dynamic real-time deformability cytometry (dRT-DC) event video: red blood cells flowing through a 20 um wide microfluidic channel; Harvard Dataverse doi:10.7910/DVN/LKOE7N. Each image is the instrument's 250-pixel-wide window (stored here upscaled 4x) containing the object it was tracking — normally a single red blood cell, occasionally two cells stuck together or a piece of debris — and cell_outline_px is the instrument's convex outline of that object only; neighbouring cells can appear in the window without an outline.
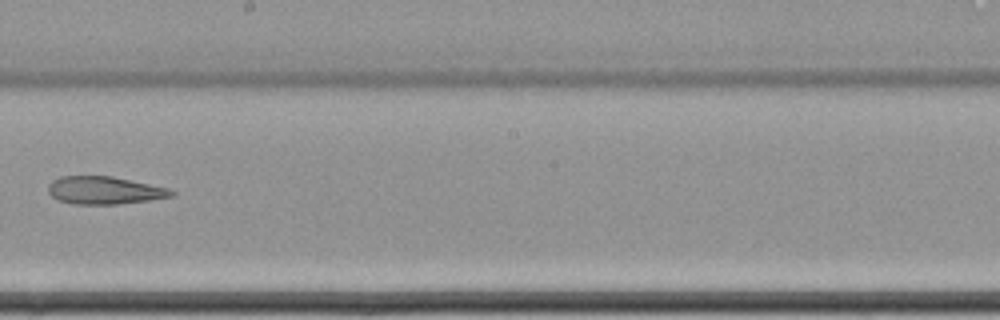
{"species": "common noctule bat (a hibernating species)", "species_latin": "Nyctalus noctula", "temperature_condition": "cold", "stored_images_in_passage": 16, "camera_frame_rate_fps": 3000, "um_per_image_px": 0.085, "animal": {"sex": "female", "body_mass_g": 22.7, "forearm_length_mm": 54.2}, "frame": {"image": 1, "passage_image": 10, "time_ms": 3.0, "image_size_px": [1000, 320], "cell_outline_px": [[176, 196], [148, 200], [116, 204], [72, 204], [56, 200], [48, 192], [48, 184], [52, 180], [60, 176], [112, 176], [168, 188], [176, 192]], "centroid_in_image_um": [8.86, 16.18], "position_along_channel_um": 239.3, "area_um2": 20.0}}
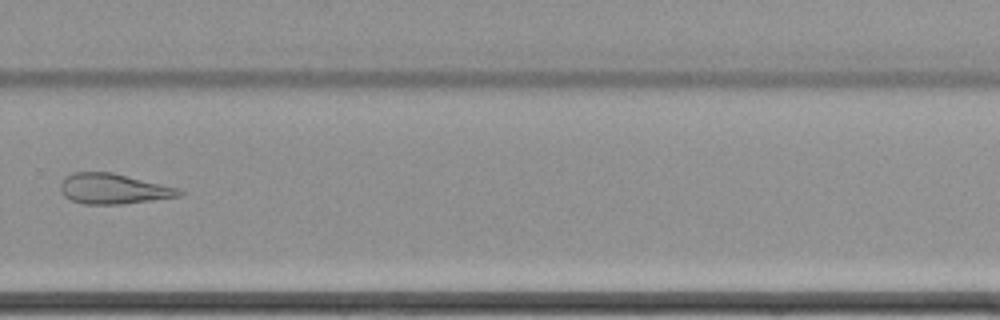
{"frame": {"image": 2, "passage_image": 12, "time_ms": 3.667, "image_size_px": [1000, 320], "cell_outline_px": [[184, 192], [180, 196], [124, 204], [84, 204], [72, 200], [64, 196], [60, 188], [60, 184], [64, 176], [72, 172], [112, 172], [176, 188]], "centroid_in_image_um": [9.58, 16.05], "position_along_channel_um": 320.2, "area_um2": 20.81}}